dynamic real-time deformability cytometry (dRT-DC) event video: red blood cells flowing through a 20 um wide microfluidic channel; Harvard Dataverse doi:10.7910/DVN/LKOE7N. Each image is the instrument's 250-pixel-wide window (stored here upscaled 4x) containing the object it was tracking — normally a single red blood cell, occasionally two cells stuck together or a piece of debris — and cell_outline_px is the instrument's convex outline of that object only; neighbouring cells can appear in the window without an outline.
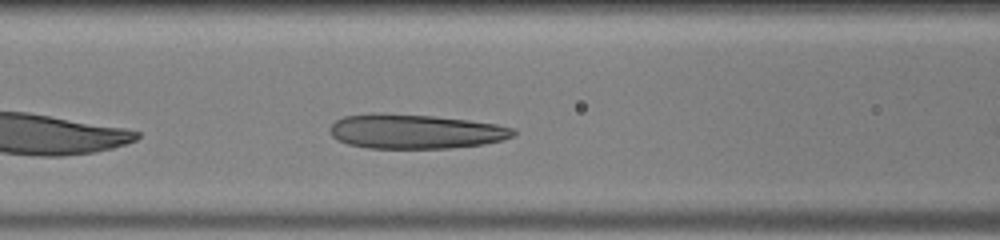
{"species": "human", "species_latin": "Homo sapiens", "temperature_condition": "warm", "stored_images_in_passage": 11, "camera_frame_rate_fps": 3000, "um_per_image_px": 0.085, "donor": {"sex": "male"}, "frame": {"image": 1, "passage_image": 7, "time_ms": 2.0, "image_size_px": [1000, 240], "cell_outline_px": [[516, 136], [484, 144], [452, 148], [368, 148], [348, 144], [332, 136], [328, 128], [336, 120], [344, 116], [376, 112], [432, 116], [468, 120], [496, 124], [516, 128]], "centroid_in_image_um": [35.31, 11.17], "position_along_channel_um": 131.3, "area_um2": 36.99}}
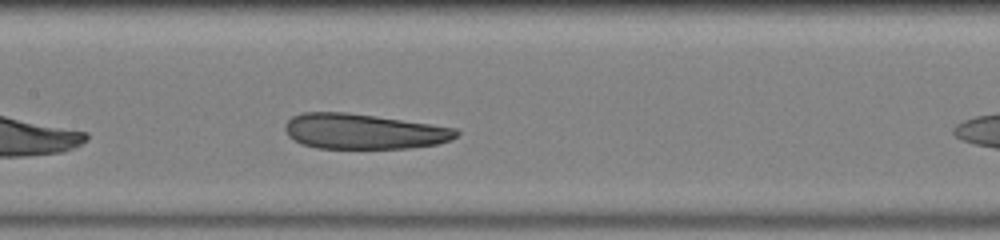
{"frame": {"image": 2, "passage_image": 10, "time_ms": 3.0, "image_size_px": [1000, 240], "cell_outline_px": [[460, 132], [452, 140], [436, 144], [408, 148], [316, 148], [300, 144], [288, 136], [284, 128], [284, 124], [292, 116], [304, 112], [344, 112], [376, 116], [456, 128]], "centroid_in_image_um": [30.87, 11.17], "position_along_channel_um": 176.5, "area_um2": 35.2}}